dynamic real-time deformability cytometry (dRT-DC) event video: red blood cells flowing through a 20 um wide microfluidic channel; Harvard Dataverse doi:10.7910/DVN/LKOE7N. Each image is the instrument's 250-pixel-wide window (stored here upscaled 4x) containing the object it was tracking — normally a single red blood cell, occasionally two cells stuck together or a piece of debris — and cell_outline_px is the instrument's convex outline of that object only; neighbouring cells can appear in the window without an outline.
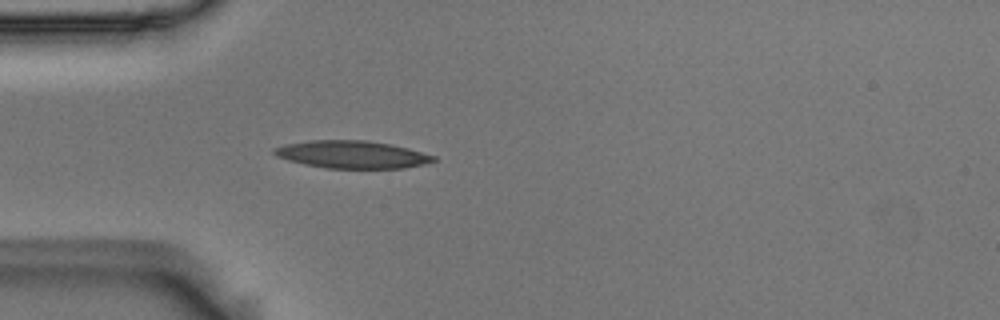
{"species": "Egyptian fruit bat (a non-hibernating species)", "species_latin": "Rousettus aegyptiacus", "temperature_condition": "room temperature", "stored_images_in_passage": 4, "camera_frame_rate_fps": 3000, "um_per_image_px": 0.085, "animal": {"sex": "male"}, "frame": {"image": 1, "passage_image": 4, "time_ms": 1.0, "image_size_px": [1000, 320], "cell_outline_px": [[436, 160], [424, 164], [404, 168], [328, 168], [304, 164], [288, 160], [276, 156], [272, 152], [272, 148], [288, 144], [312, 140], [368, 140], [392, 144], [408, 148], [436, 156]], "centroid_in_image_um": [29.93, 13.13], "position_along_channel_um": 55.1, "area_um2": 25.55}}